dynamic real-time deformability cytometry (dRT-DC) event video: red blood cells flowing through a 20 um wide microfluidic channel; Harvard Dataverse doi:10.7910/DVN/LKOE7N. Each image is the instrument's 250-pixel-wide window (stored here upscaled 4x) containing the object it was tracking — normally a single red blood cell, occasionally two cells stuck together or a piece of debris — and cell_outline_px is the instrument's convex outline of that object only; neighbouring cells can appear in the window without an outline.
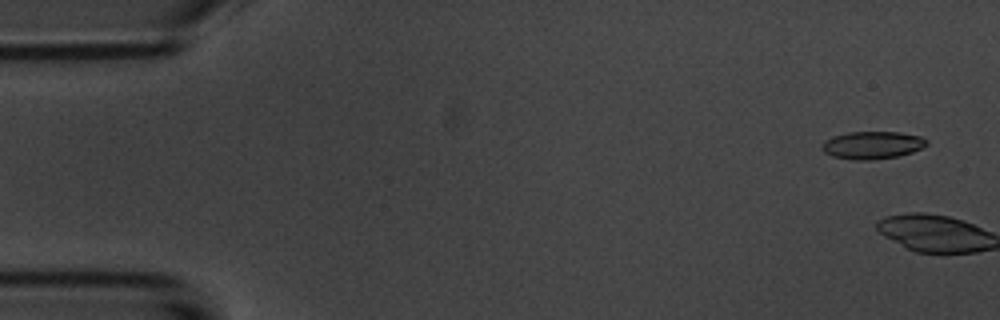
{"species": "common noctule bat (a hibernating species)", "species_latin": "Nyctalus noctula", "temperature_condition": "room temperature", "stored_images_in_passage": 6, "camera_frame_rate_fps": 3000, "um_per_image_px": 0.085, "animal": {"sex": "male", "body_mass_g": 20.1, "forearm_length_mm": 53.5}, "frame": {"image": 1, "passage_image": 1, "time_ms": 0.0, "image_size_px": [1000, 320], "cell_outline_px": [[928, 144], [912, 152], [900, 156], [872, 160], [852, 160], [832, 156], [824, 152], [820, 148], [820, 144], [824, 140], [832, 136], [848, 132], [900, 132], [920, 136], [928, 140]], "centroid_in_image_um": [74.11, 12.34], "position_along_channel_um": 10.9, "area_um2": 17.11}}